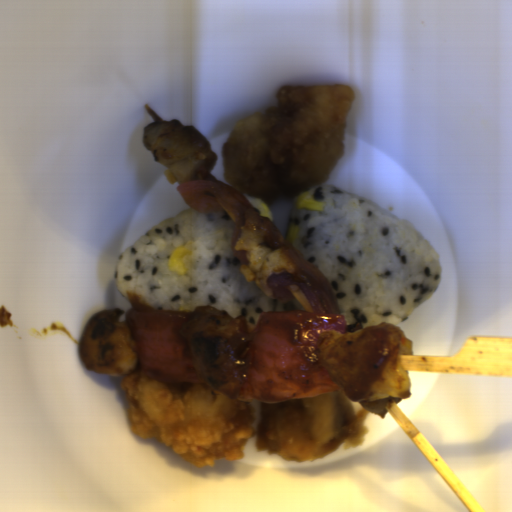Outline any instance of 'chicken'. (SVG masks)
Instances as JSON below:
<instances>
[{"instance_id": "chicken-1", "label": "chicken", "mask_w": 512, "mask_h": 512, "mask_svg": "<svg viewBox=\"0 0 512 512\" xmlns=\"http://www.w3.org/2000/svg\"><path fill=\"white\" fill-rule=\"evenodd\" d=\"M132 432L196 468L238 462L255 436L257 452L300 463L341 446L357 449L370 412L339 391L284 402L239 401L206 383H164L137 368L120 376Z\"/></svg>"}, {"instance_id": "chicken-2", "label": "chicken", "mask_w": 512, "mask_h": 512, "mask_svg": "<svg viewBox=\"0 0 512 512\" xmlns=\"http://www.w3.org/2000/svg\"><path fill=\"white\" fill-rule=\"evenodd\" d=\"M349 85H283L275 107L238 120L222 149L227 184L272 205L326 182L344 157Z\"/></svg>"}]
</instances>
